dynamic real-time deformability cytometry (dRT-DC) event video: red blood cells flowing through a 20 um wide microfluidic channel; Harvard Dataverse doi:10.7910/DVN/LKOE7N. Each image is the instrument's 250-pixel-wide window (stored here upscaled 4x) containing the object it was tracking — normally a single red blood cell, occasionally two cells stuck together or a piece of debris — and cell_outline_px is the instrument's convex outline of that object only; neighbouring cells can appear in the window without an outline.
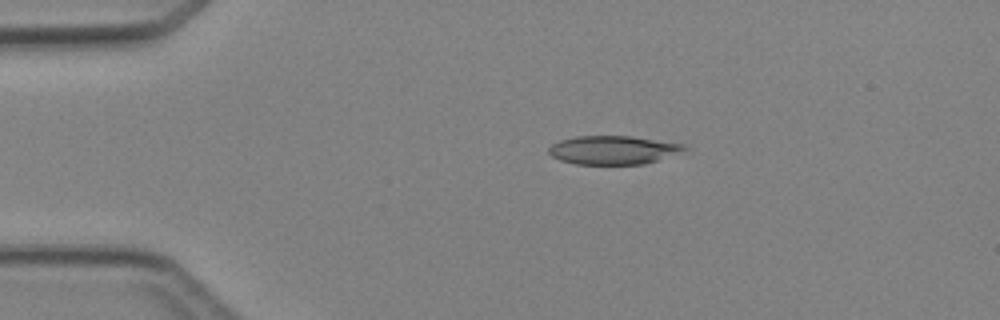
{"species": "Egyptian fruit bat (a non-hibernating species)", "species_latin": "Rousettus aegyptiacus", "temperature_condition": "cold", "stored_images_in_passage": 4, "camera_frame_rate_fps": 3000, "um_per_image_px": 0.085, "animal": {"sex": "female"}, "frame": {"image": 1, "passage_image": 2, "time_ms": 1.0, "image_size_px": [1000, 320], "cell_outline_px": [[688, 148], [656, 160], [644, 164], [576, 164], [560, 160], [552, 156], [548, 152], [548, 148], [552, 144], [560, 140], [576, 136], [632, 136], [684, 144]], "centroid_in_image_um": [52.06, 12.74], "position_along_channel_um": 32.9, "area_um2": 22.31}}